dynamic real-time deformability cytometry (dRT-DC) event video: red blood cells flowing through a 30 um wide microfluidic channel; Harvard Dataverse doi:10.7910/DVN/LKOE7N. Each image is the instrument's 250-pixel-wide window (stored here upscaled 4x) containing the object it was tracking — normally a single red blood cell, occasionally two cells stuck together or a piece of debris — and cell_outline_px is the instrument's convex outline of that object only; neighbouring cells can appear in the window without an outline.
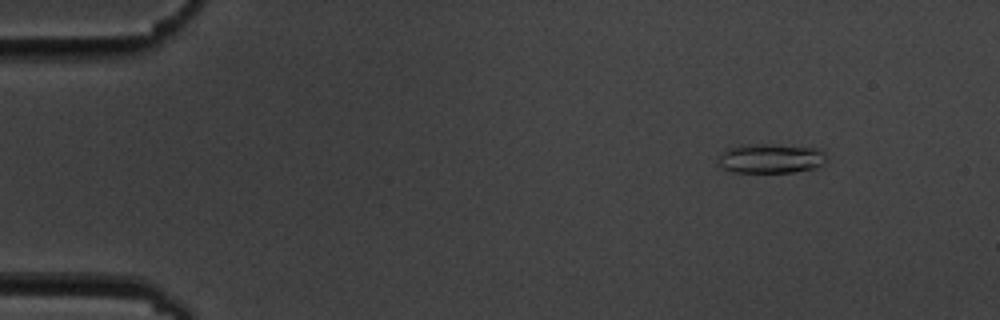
{"species": "common noctule bat (a hibernating species)", "species_latin": "Nyctalus noctula", "temperature_condition": "cold", "stored_images_in_passage": 4, "camera_frame_rate_fps": 3000, "um_per_image_px": 0.085, "animal": {"sex": "male", "body_mass_g": 19.5, "forearm_length_mm": 54.6}, "frame": {"image": 1, "passage_image": 1, "time_ms": 0.0, "image_size_px": [1000, 320], "cell_outline_px": [[828, 160], [824, 164], [816, 168], [792, 172], [732, 172], [716, 164], [716, 160], [720, 152], [728, 148], [740, 144], [772, 144], [820, 148], [824, 152]], "centroid_in_image_um": [65.49, 13.46], "position_along_channel_um": 19.5, "area_um2": 19.13}}